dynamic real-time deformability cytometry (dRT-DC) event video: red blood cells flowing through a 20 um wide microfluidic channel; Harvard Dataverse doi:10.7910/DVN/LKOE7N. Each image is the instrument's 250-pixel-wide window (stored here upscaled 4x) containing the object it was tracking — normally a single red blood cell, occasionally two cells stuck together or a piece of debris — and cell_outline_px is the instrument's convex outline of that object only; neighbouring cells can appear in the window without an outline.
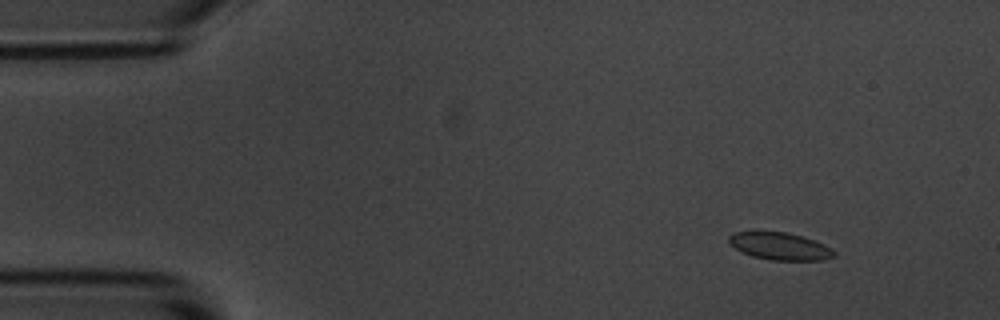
{"species": "common noctule bat (a hibernating species)", "species_latin": "Nyctalus noctula", "temperature_condition": "room temperature", "stored_images_in_passage": 4, "camera_frame_rate_fps": 3000, "um_per_image_px": 0.085, "animal": {"sex": "male", "body_mass_g": 20.1, "forearm_length_mm": 53.5}, "frame": {"image": 1, "passage_image": 2, "time_ms": 1.0, "image_size_px": [1000, 320], "cell_outline_px": [[836, 256], [824, 260], [768, 260], [752, 256], [728, 244], [728, 236], [732, 232], [784, 232], [800, 236], [824, 244], [832, 248], [836, 252]], "centroid_in_image_um": [66.29, 20.94], "position_along_channel_um": 18.7, "area_um2": 16.7}}